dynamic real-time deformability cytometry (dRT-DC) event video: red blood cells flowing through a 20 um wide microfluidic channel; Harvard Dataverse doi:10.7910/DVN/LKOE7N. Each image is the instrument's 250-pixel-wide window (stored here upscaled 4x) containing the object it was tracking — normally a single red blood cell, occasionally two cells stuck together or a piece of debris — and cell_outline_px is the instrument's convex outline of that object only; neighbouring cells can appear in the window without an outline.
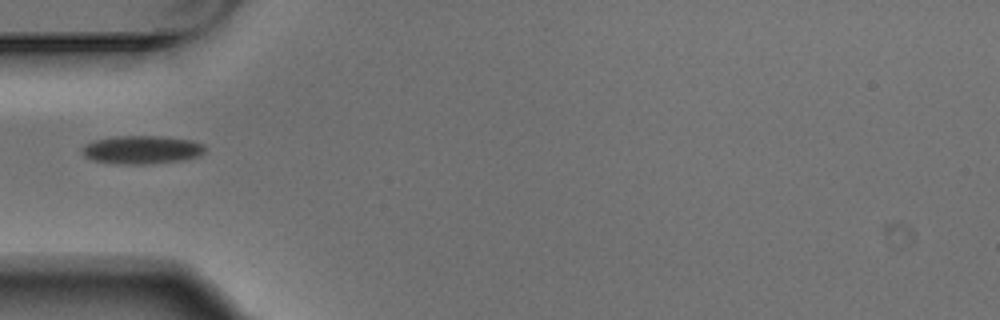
{"species": "Egyptian fruit bat (a non-hibernating species)", "species_latin": "Rousettus aegyptiacus", "temperature_condition": "warm", "stored_images_in_passage": 4, "camera_frame_rate_fps": 3000, "um_per_image_px": 0.085, "animal": {"sex": "male"}, "frame": {"image": 1, "passage_image": 4, "time_ms": 1.0, "image_size_px": [1000, 320], "cell_outline_px": [[204, 152], [200, 156], [184, 160], [148, 164], [120, 164], [92, 160], [84, 156], [84, 144], [96, 140], [116, 136], [160, 136], [192, 140], [204, 144]], "centroid_in_image_um": [12.1, 12.73], "position_along_channel_um": 72.9, "area_um2": 20.23}}